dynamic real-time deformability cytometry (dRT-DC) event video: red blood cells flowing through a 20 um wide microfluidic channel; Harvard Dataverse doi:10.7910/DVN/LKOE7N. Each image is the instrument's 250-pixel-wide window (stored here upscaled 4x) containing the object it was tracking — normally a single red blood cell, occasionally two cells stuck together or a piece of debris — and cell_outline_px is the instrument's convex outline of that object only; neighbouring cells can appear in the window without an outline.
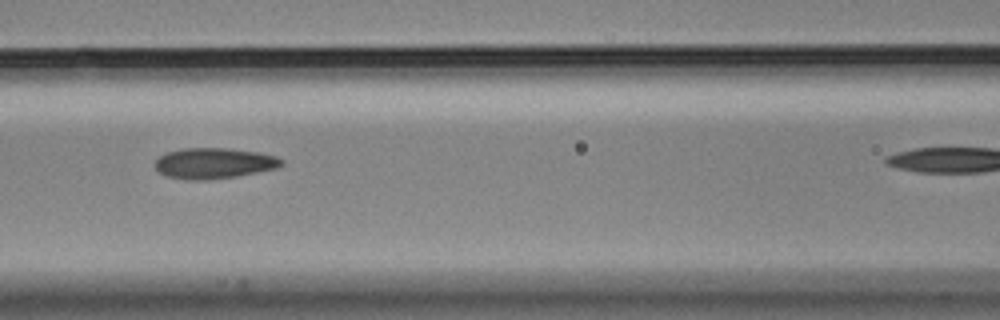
{"species": "Egyptian fruit bat (a non-hibernating species)", "species_latin": "Rousettus aegyptiacus", "temperature_condition": "cold", "stored_images_in_passage": 9, "camera_frame_rate_fps": 3000, "um_per_image_px": 0.085, "animal": {"sex": "male"}, "frame": {"image": 1, "passage_image": 6, "time_ms": 1.667, "image_size_px": [1000, 320], "cell_outline_px": [[284, 164], [276, 168], [236, 176], [208, 180], [188, 180], [168, 176], [160, 172], [156, 168], [156, 160], [160, 156], [168, 152], [184, 148], [228, 148], [260, 152], [276, 156], [284, 160]], "centroid_in_image_um": [18.23, 13.87], "position_along_channel_um": 148.4, "area_um2": 22.54}}
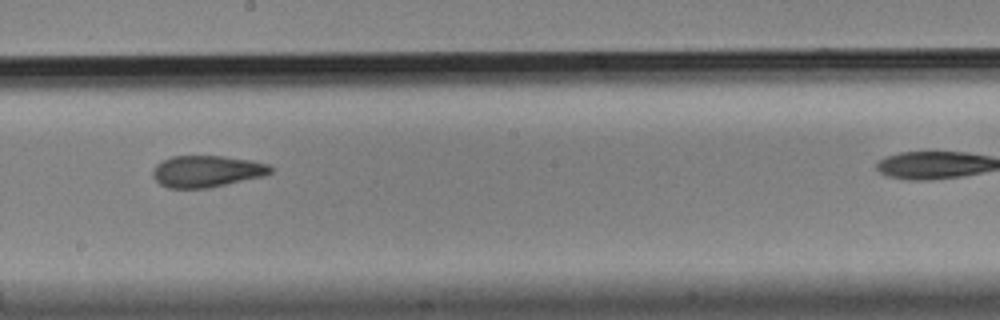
{"frame": {"image": 2, "passage_image": 8, "time_ms": 2.333, "image_size_px": [1000, 320], "cell_outline_px": [[272, 172], [264, 176], [208, 188], [168, 188], [160, 184], [152, 176], [152, 172], [156, 164], [160, 160], [172, 156], [224, 156], [252, 160], [268, 164], [272, 168]], "centroid_in_image_um": [17.55, 14.55], "position_along_channel_um": 230.6, "area_um2": 21.85}}